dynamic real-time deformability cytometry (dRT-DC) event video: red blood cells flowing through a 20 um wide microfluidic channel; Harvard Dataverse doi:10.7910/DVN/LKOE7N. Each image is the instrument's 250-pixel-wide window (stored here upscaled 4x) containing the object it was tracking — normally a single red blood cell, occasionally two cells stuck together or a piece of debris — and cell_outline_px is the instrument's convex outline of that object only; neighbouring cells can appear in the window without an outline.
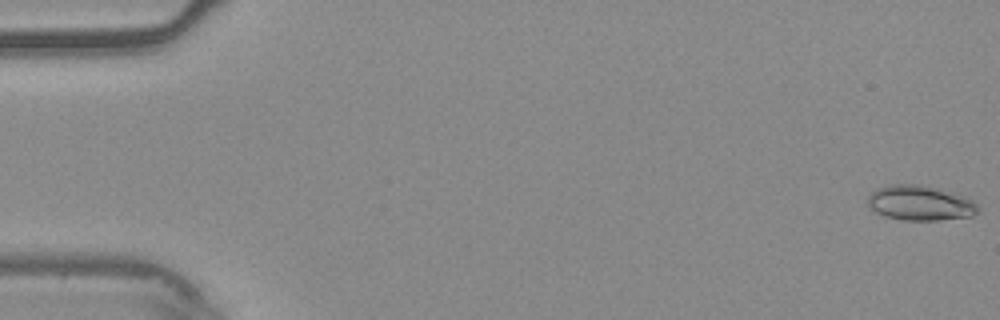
{"species": "common noctule bat (a hibernating species)", "species_latin": "Nyctalus noctula", "temperature_condition": "warm", "stored_images_in_passage": 54, "camera_frame_rate_fps": 3000, "um_per_image_px": 0.085, "animal": {"sex": "male", "body_mass_g": 20.4}, "frame": {"image": 1, "passage_image": 1, "time_ms": 0.0, "image_size_px": [1000, 320], "cell_outline_px": [[980, 212], [972, 216], [940, 220], [904, 220], [884, 216], [876, 212], [868, 204], [868, 196], [876, 188], [888, 184], [920, 184], [964, 196], [972, 200], [976, 204]], "centroid_in_image_um": [78.2, 17.26], "position_along_channel_um": 6.8, "area_um2": 22.43}}
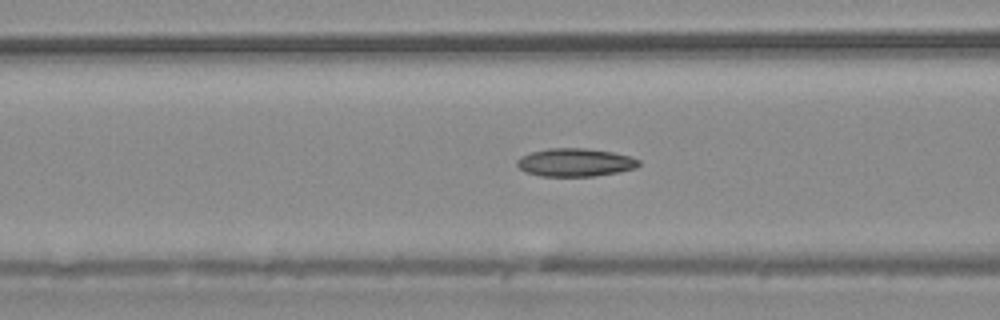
{"frame": {"image": 2, "passage_image": 22, "time_ms": 7.0, "image_size_px": [1000, 320], "cell_outline_px": [[640, 164], [636, 168], [596, 176], [540, 176], [524, 172], [516, 164], [516, 160], [520, 156], [532, 152], [548, 148], [584, 148], [612, 152], [628, 156], [640, 160]], "centroid_in_image_um": [48.85, 13.81], "position_along_channel_um": 117.7, "area_um2": 19.94}}
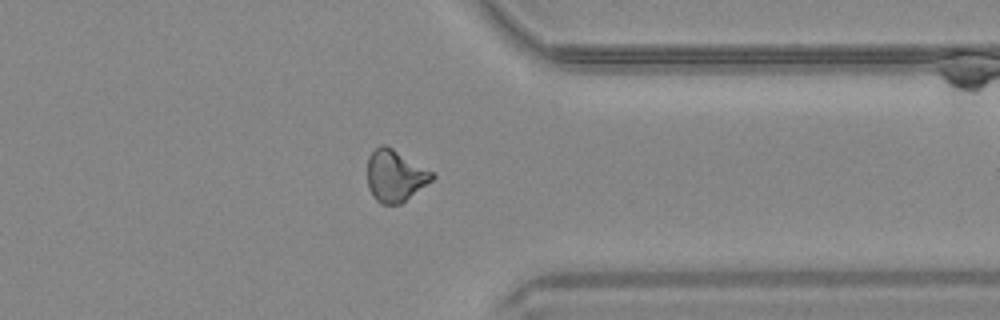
{"frame": {"image": 3, "passage_image": 43, "time_ms": 14.0, "image_size_px": [1000, 320], "cell_outline_px": [[436, 176], [432, 180], [400, 204], [380, 204], [372, 196], [368, 188], [368, 156], [380, 144], [384, 144], [392, 148], [432, 172]], "centroid_in_image_um": [33.55, 14.95], "position_along_channel_um": 377.8, "area_um2": 19.25}, "authors_computed_cell_mechanics": {"area_um2": 19.6231, "velocity_mm_per_s": 3.7921, "shape_relaxation_time_tau1_ms": null, "shape_relaxation_time_tau2_ms": 4.6192, "deformation_change_tau1": null, "deformation_change_tau2": 0.1131}}